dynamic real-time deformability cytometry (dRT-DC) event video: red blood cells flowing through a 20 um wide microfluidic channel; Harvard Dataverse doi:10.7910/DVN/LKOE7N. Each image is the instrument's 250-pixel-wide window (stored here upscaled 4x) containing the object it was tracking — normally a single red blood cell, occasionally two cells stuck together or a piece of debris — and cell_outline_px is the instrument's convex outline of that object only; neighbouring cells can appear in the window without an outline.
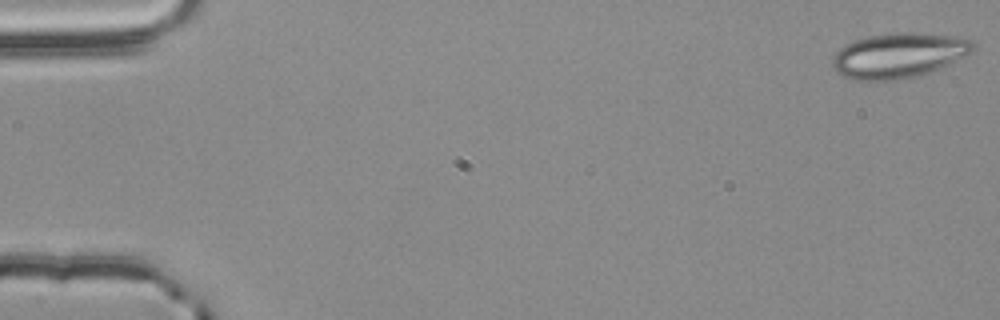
{"species": "common noctule bat (a hibernating species)", "species_latin": "Nyctalus noctula", "temperature_condition": "room temperature", "stored_images_in_passage": 55, "camera_frame_rate_fps": 3000, "um_per_image_px": 0.085, "animal": {"sex": "male", "body_mass_g": 20.4}, "frame": {"image": 1, "passage_image": 1, "time_ms": 0.0, "image_size_px": [1000, 320], "cell_outline_px": [[976, 48], [968, 56], [940, 68], [916, 76], [896, 80], [852, 80], [844, 76], [832, 68], [832, 56], [844, 44], [868, 36], [896, 32], [912, 32], [960, 36], [972, 40], [976, 44]], "centroid_in_image_um": [76.43, 4.7], "position_along_channel_um": 8.6, "area_um2": 37.34}}
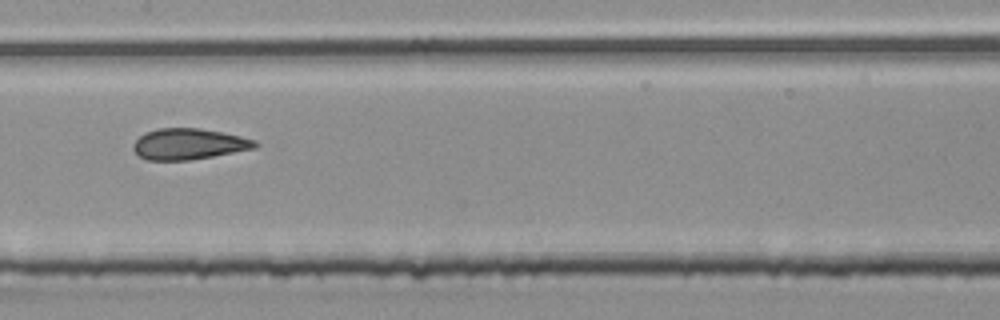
{"frame": {"image": 2, "passage_image": 28, "time_ms": 9.0, "image_size_px": [1000, 320], "cell_outline_px": [[260, 144], [256, 148], [212, 156], [188, 160], [148, 160], [140, 156], [132, 148], [132, 144], [144, 132], [156, 128], [200, 128], [240, 136], [256, 140]], "centroid_in_image_um": [16.04, 12.23], "position_along_channel_um": 191.4, "area_um2": 21.96}}
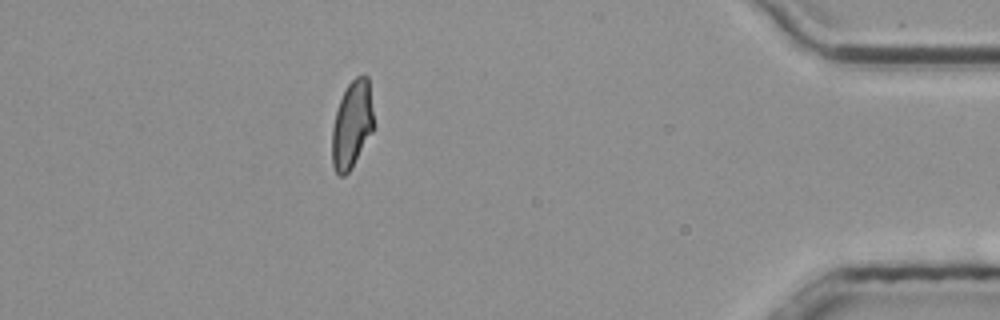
{"frame": {"image": 3, "passage_image": 49, "time_ms": 16.0, "image_size_px": [1000, 320], "cell_outline_px": [[372, 132], [352, 168], [344, 176], [340, 176], [336, 172], [332, 164], [332, 128], [336, 112], [340, 100], [348, 84], [356, 76], [364, 72], [368, 76], [372, 112]], "centroid_in_image_um": [29.9, 10.59], "position_along_channel_um": 405.3, "area_um2": 20.98}, "authors_computed_cell_mechanics": {"area_um2": 22.3686, "velocity_mm_per_s": 3.7727, "shape_relaxation_time_tau1_ms": 8.4975, "shape_relaxation_time_tau2_ms": 1.3631, "deformation_change_tau1": 0.1692, "deformation_change_tau2": 0.0851}}